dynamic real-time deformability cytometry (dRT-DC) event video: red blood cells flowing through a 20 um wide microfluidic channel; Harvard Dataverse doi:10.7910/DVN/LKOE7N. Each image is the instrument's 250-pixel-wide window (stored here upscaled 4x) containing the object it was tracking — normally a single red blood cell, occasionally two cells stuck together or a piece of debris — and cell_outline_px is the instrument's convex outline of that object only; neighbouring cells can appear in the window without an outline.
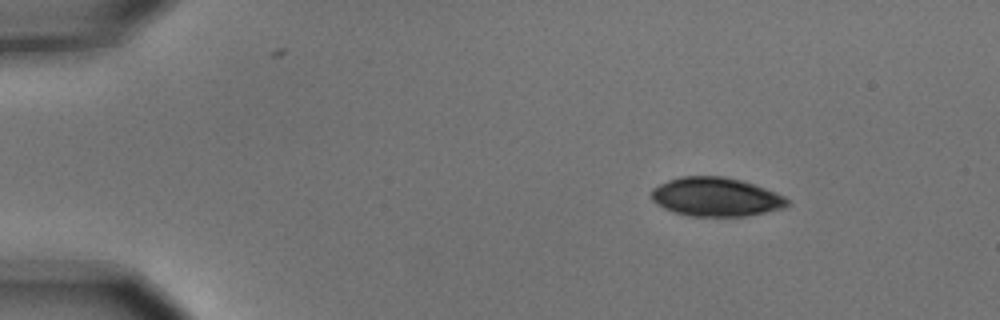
{"species": "common noctule bat (a hibernating species)", "species_latin": "Nyctalus noctula", "temperature_condition": "cold", "stored_images_in_passage": 5, "segment_of_instrument_passage": [1, 2], "camera_frame_rate_fps": 3000, "um_per_image_px": 0.085, "animal": {"sex": "male", "body_mass_g": 15.6}, "frame": {"image": 1, "passage_image": 2, "time_ms": 0.333, "image_size_px": [1000, 320], "cell_outline_px": [[792, 204], [784, 208], [744, 216], [688, 216], [664, 208], [656, 204], [652, 200], [652, 188], [668, 180], [684, 176], [724, 176], [740, 180], [764, 188], [784, 196]], "centroid_in_image_um": [60.85, 16.74], "position_along_channel_um": 24.2, "area_um2": 30.58}}